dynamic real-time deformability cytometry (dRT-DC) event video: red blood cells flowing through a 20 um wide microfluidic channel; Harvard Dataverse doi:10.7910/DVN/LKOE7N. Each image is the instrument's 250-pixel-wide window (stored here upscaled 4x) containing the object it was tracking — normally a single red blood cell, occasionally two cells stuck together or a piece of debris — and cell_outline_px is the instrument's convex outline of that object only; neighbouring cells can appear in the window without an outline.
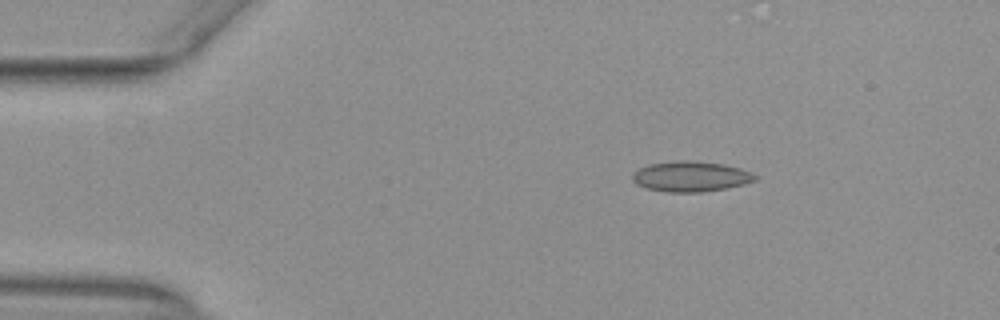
{"species": "common noctule bat (a hibernating species)", "species_latin": "Nyctalus noctula", "temperature_condition": "warm", "stored_images_in_passage": 51, "camera_frame_rate_fps": 3000, "um_per_image_px": 0.085, "animal": {"sex": "female", "body_mass_g": 29.2, "forearm_length_mm": 56.3}, "frame": {"image": 1, "passage_image": 7, "time_ms": 2.0, "image_size_px": [1000, 320], "cell_outline_px": [[760, 176], [756, 180], [744, 184], [724, 188], [700, 192], [668, 192], [644, 188], [636, 184], [632, 180], [632, 176], [640, 168], [648, 164], [676, 160], [688, 160], [724, 164], [740, 168], [752, 172]], "centroid_in_image_um": [58.73, 14.99], "position_along_channel_um": 26.3, "area_um2": 21.79}}
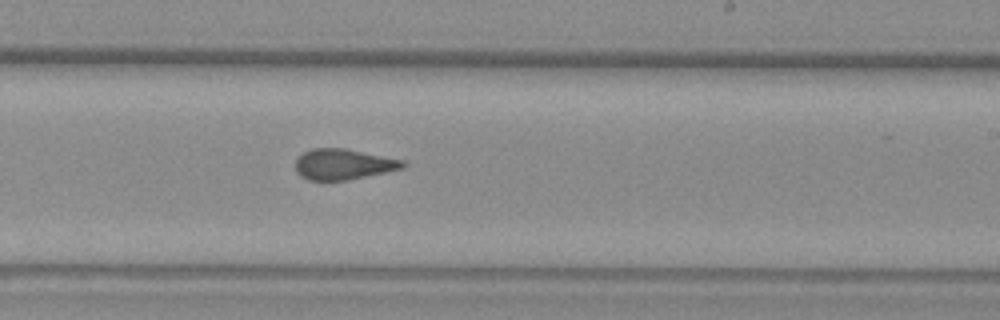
{"frame": {"image": 2, "passage_image": 30, "time_ms": 9.667, "image_size_px": [1000, 320], "cell_outline_px": [[408, 164], [404, 168], [344, 180], [308, 180], [300, 176], [296, 172], [296, 160], [304, 152], [312, 148], [344, 148], [404, 160]], "centroid_in_image_um": [29.18, 13.95], "position_along_channel_um": 259.8, "area_um2": 19.02}}
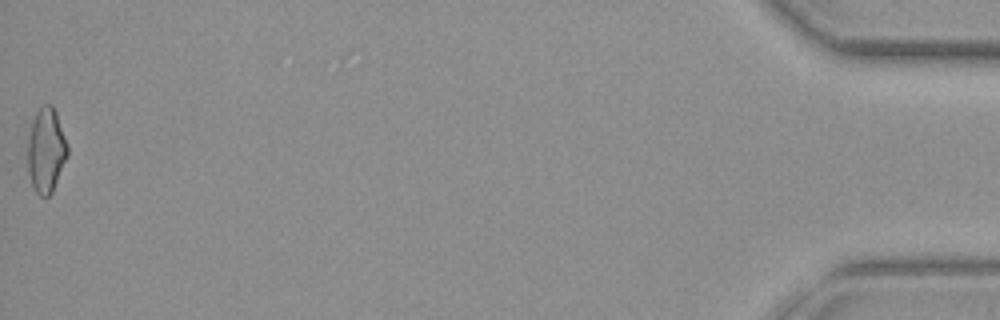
{"frame": {"image": 3, "passage_image": 51, "time_ms": 16.667, "image_size_px": [1000, 320], "cell_outline_px": [[68, 156], [52, 192], [48, 196], [40, 196], [36, 192], [32, 184], [28, 172], [28, 140], [32, 120], [36, 112], [44, 104], [52, 104], [56, 112], [68, 148]], "centroid_in_image_um": [3.92, 12.78], "position_along_channel_um": 431.3, "area_um2": 19.48}, "authors_computed_cell_mechanics": {"area_um2": 19.941, "velocity_mm_per_s": 3.9394, "shape_relaxation_time_tau1_ms": 9.4192, "shape_relaxation_time_tau2_ms": 1.5458, "deformation_change_tau1": 0.1657, "deformation_change_tau2": 0.0878}}